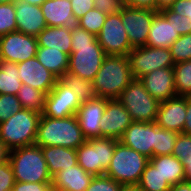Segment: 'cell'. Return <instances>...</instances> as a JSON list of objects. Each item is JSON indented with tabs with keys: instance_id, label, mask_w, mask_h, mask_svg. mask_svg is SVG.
<instances>
[{
	"instance_id": "6da1fadb",
	"label": "cell",
	"mask_w": 191,
	"mask_h": 191,
	"mask_svg": "<svg viewBox=\"0 0 191 191\" xmlns=\"http://www.w3.org/2000/svg\"><path fill=\"white\" fill-rule=\"evenodd\" d=\"M71 38L67 73L93 81L106 56L97 36L76 24L71 26Z\"/></svg>"
},
{
	"instance_id": "7a4b0ae2",
	"label": "cell",
	"mask_w": 191,
	"mask_h": 191,
	"mask_svg": "<svg viewBox=\"0 0 191 191\" xmlns=\"http://www.w3.org/2000/svg\"><path fill=\"white\" fill-rule=\"evenodd\" d=\"M86 140L76 115L65 118L41 115L35 140L39 147L59 146L76 150Z\"/></svg>"
},
{
	"instance_id": "3957f363",
	"label": "cell",
	"mask_w": 191,
	"mask_h": 191,
	"mask_svg": "<svg viewBox=\"0 0 191 191\" xmlns=\"http://www.w3.org/2000/svg\"><path fill=\"white\" fill-rule=\"evenodd\" d=\"M134 79L127 55H106L92 83L96 97L117 99Z\"/></svg>"
},
{
	"instance_id": "277c9868",
	"label": "cell",
	"mask_w": 191,
	"mask_h": 191,
	"mask_svg": "<svg viewBox=\"0 0 191 191\" xmlns=\"http://www.w3.org/2000/svg\"><path fill=\"white\" fill-rule=\"evenodd\" d=\"M9 161L15 181L52 183L42 149L36 144L10 150Z\"/></svg>"
},
{
	"instance_id": "5b68a950",
	"label": "cell",
	"mask_w": 191,
	"mask_h": 191,
	"mask_svg": "<svg viewBox=\"0 0 191 191\" xmlns=\"http://www.w3.org/2000/svg\"><path fill=\"white\" fill-rule=\"evenodd\" d=\"M148 162L149 158L118 141L104 175L123 187H136Z\"/></svg>"
},
{
	"instance_id": "8992f818",
	"label": "cell",
	"mask_w": 191,
	"mask_h": 191,
	"mask_svg": "<svg viewBox=\"0 0 191 191\" xmlns=\"http://www.w3.org/2000/svg\"><path fill=\"white\" fill-rule=\"evenodd\" d=\"M41 115L22 108L0 123V140L9 150L35 144Z\"/></svg>"
},
{
	"instance_id": "52a82bcc",
	"label": "cell",
	"mask_w": 191,
	"mask_h": 191,
	"mask_svg": "<svg viewBox=\"0 0 191 191\" xmlns=\"http://www.w3.org/2000/svg\"><path fill=\"white\" fill-rule=\"evenodd\" d=\"M117 99L133 121H156L160 102L149 94L139 79L129 83Z\"/></svg>"
},
{
	"instance_id": "ba28073f",
	"label": "cell",
	"mask_w": 191,
	"mask_h": 191,
	"mask_svg": "<svg viewBox=\"0 0 191 191\" xmlns=\"http://www.w3.org/2000/svg\"><path fill=\"white\" fill-rule=\"evenodd\" d=\"M118 141L106 137L87 139L76 149L78 164L94 176L104 175L110 165Z\"/></svg>"
},
{
	"instance_id": "9c48e42d",
	"label": "cell",
	"mask_w": 191,
	"mask_h": 191,
	"mask_svg": "<svg viewBox=\"0 0 191 191\" xmlns=\"http://www.w3.org/2000/svg\"><path fill=\"white\" fill-rule=\"evenodd\" d=\"M134 78L139 79L156 69L175 65L168 48L142 46L133 48L127 55Z\"/></svg>"
},
{
	"instance_id": "30bf717a",
	"label": "cell",
	"mask_w": 191,
	"mask_h": 191,
	"mask_svg": "<svg viewBox=\"0 0 191 191\" xmlns=\"http://www.w3.org/2000/svg\"><path fill=\"white\" fill-rule=\"evenodd\" d=\"M158 11L124 6L121 20L132 48L146 46L150 26Z\"/></svg>"
},
{
	"instance_id": "8fae6325",
	"label": "cell",
	"mask_w": 191,
	"mask_h": 191,
	"mask_svg": "<svg viewBox=\"0 0 191 191\" xmlns=\"http://www.w3.org/2000/svg\"><path fill=\"white\" fill-rule=\"evenodd\" d=\"M121 20V12L107 15L97 40L106 55H128L133 49Z\"/></svg>"
},
{
	"instance_id": "7c38bea8",
	"label": "cell",
	"mask_w": 191,
	"mask_h": 191,
	"mask_svg": "<svg viewBox=\"0 0 191 191\" xmlns=\"http://www.w3.org/2000/svg\"><path fill=\"white\" fill-rule=\"evenodd\" d=\"M82 102L79 100L74 90L69 88L60 79L46 95L43 116L50 118H65L76 115Z\"/></svg>"
},
{
	"instance_id": "4fadbf2b",
	"label": "cell",
	"mask_w": 191,
	"mask_h": 191,
	"mask_svg": "<svg viewBox=\"0 0 191 191\" xmlns=\"http://www.w3.org/2000/svg\"><path fill=\"white\" fill-rule=\"evenodd\" d=\"M37 38L19 31L0 37V60L19 63L36 57Z\"/></svg>"
},
{
	"instance_id": "5bb4252c",
	"label": "cell",
	"mask_w": 191,
	"mask_h": 191,
	"mask_svg": "<svg viewBox=\"0 0 191 191\" xmlns=\"http://www.w3.org/2000/svg\"><path fill=\"white\" fill-rule=\"evenodd\" d=\"M156 122L133 121L119 141L147 158L154 157Z\"/></svg>"
},
{
	"instance_id": "9a60e30c",
	"label": "cell",
	"mask_w": 191,
	"mask_h": 191,
	"mask_svg": "<svg viewBox=\"0 0 191 191\" xmlns=\"http://www.w3.org/2000/svg\"><path fill=\"white\" fill-rule=\"evenodd\" d=\"M101 138L119 140L124 131L133 122L130 114L118 99H107L103 117L101 118Z\"/></svg>"
},
{
	"instance_id": "2e32d148",
	"label": "cell",
	"mask_w": 191,
	"mask_h": 191,
	"mask_svg": "<svg viewBox=\"0 0 191 191\" xmlns=\"http://www.w3.org/2000/svg\"><path fill=\"white\" fill-rule=\"evenodd\" d=\"M106 106V98L95 97L83 102L76 112L79 126L86 139L101 138V118Z\"/></svg>"
},
{
	"instance_id": "e0dca14e",
	"label": "cell",
	"mask_w": 191,
	"mask_h": 191,
	"mask_svg": "<svg viewBox=\"0 0 191 191\" xmlns=\"http://www.w3.org/2000/svg\"><path fill=\"white\" fill-rule=\"evenodd\" d=\"M22 84L32 86L48 94L58 78L46 69L36 57L17 63Z\"/></svg>"
},
{
	"instance_id": "ac0fdd59",
	"label": "cell",
	"mask_w": 191,
	"mask_h": 191,
	"mask_svg": "<svg viewBox=\"0 0 191 191\" xmlns=\"http://www.w3.org/2000/svg\"><path fill=\"white\" fill-rule=\"evenodd\" d=\"M186 117V96H175L160 102L156 124L163 129L183 133Z\"/></svg>"
},
{
	"instance_id": "d6986e66",
	"label": "cell",
	"mask_w": 191,
	"mask_h": 191,
	"mask_svg": "<svg viewBox=\"0 0 191 191\" xmlns=\"http://www.w3.org/2000/svg\"><path fill=\"white\" fill-rule=\"evenodd\" d=\"M139 80L143 83L149 94L159 102L177 96L173 67L156 69L140 77Z\"/></svg>"
},
{
	"instance_id": "ffe728a7",
	"label": "cell",
	"mask_w": 191,
	"mask_h": 191,
	"mask_svg": "<svg viewBox=\"0 0 191 191\" xmlns=\"http://www.w3.org/2000/svg\"><path fill=\"white\" fill-rule=\"evenodd\" d=\"M14 5L17 31L36 37L47 27L40 6L29 4L25 0H15Z\"/></svg>"
},
{
	"instance_id": "44dd1931",
	"label": "cell",
	"mask_w": 191,
	"mask_h": 191,
	"mask_svg": "<svg viewBox=\"0 0 191 191\" xmlns=\"http://www.w3.org/2000/svg\"><path fill=\"white\" fill-rule=\"evenodd\" d=\"M93 177L77 164L53 175L51 185L54 191H85Z\"/></svg>"
},
{
	"instance_id": "7402d4cb",
	"label": "cell",
	"mask_w": 191,
	"mask_h": 191,
	"mask_svg": "<svg viewBox=\"0 0 191 191\" xmlns=\"http://www.w3.org/2000/svg\"><path fill=\"white\" fill-rule=\"evenodd\" d=\"M40 7L47 26L76 25L70 0H45Z\"/></svg>"
},
{
	"instance_id": "603a6c76",
	"label": "cell",
	"mask_w": 191,
	"mask_h": 191,
	"mask_svg": "<svg viewBox=\"0 0 191 191\" xmlns=\"http://www.w3.org/2000/svg\"><path fill=\"white\" fill-rule=\"evenodd\" d=\"M172 22H169L159 11L154 15L146 46L153 48H168L179 37Z\"/></svg>"
},
{
	"instance_id": "cb8c5ba5",
	"label": "cell",
	"mask_w": 191,
	"mask_h": 191,
	"mask_svg": "<svg viewBox=\"0 0 191 191\" xmlns=\"http://www.w3.org/2000/svg\"><path fill=\"white\" fill-rule=\"evenodd\" d=\"M38 47H49L71 54V27L47 26L37 36Z\"/></svg>"
},
{
	"instance_id": "d4e9b609",
	"label": "cell",
	"mask_w": 191,
	"mask_h": 191,
	"mask_svg": "<svg viewBox=\"0 0 191 191\" xmlns=\"http://www.w3.org/2000/svg\"><path fill=\"white\" fill-rule=\"evenodd\" d=\"M41 149L47 163L48 172L51 176L61 170L78 164L75 149L59 146H47L41 147Z\"/></svg>"
},
{
	"instance_id": "484cf974",
	"label": "cell",
	"mask_w": 191,
	"mask_h": 191,
	"mask_svg": "<svg viewBox=\"0 0 191 191\" xmlns=\"http://www.w3.org/2000/svg\"><path fill=\"white\" fill-rule=\"evenodd\" d=\"M149 161L158 169V172L172 186L185 181L184 166L182 162L173 155H159L152 157Z\"/></svg>"
},
{
	"instance_id": "4316f807",
	"label": "cell",
	"mask_w": 191,
	"mask_h": 191,
	"mask_svg": "<svg viewBox=\"0 0 191 191\" xmlns=\"http://www.w3.org/2000/svg\"><path fill=\"white\" fill-rule=\"evenodd\" d=\"M36 58L58 79H61L68 71L69 55L49 47H38Z\"/></svg>"
},
{
	"instance_id": "83f0119b",
	"label": "cell",
	"mask_w": 191,
	"mask_h": 191,
	"mask_svg": "<svg viewBox=\"0 0 191 191\" xmlns=\"http://www.w3.org/2000/svg\"><path fill=\"white\" fill-rule=\"evenodd\" d=\"M21 85L17 63L0 60V94L16 95Z\"/></svg>"
},
{
	"instance_id": "f1b7e54d",
	"label": "cell",
	"mask_w": 191,
	"mask_h": 191,
	"mask_svg": "<svg viewBox=\"0 0 191 191\" xmlns=\"http://www.w3.org/2000/svg\"><path fill=\"white\" fill-rule=\"evenodd\" d=\"M46 93L33 88L27 84H22L16 94L23 109L41 113L44 110Z\"/></svg>"
},
{
	"instance_id": "f546056e",
	"label": "cell",
	"mask_w": 191,
	"mask_h": 191,
	"mask_svg": "<svg viewBox=\"0 0 191 191\" xmlns=\"http://www.w3.org/2000/svg\"><path fill=\"white\" fill-rule=\"evenodd\" d=\"M136 187L140 191H169L171 185L163 179L158 169L149 161Z\"/></svg>"
},
{
	"instance_id": "4dcf8cb0",
	"label": "cell",
	"mask_w": 191,
	"mask_h": 191,
	"mask_svg": "<svg viewBox=\"0 0 191 191\" xmlns=\"http://www.w3.org/2000/svg\"><path fill=\"white\" fill-rule=\"evenodd\" d=\"M173 69L177 96L191 97V60L176 63Z\"/></svg>"
},
{
	"instance_id": "1f68e13d",
	"label": "cell",
	"mask_w": 191,
	"mask_h": 191,
	"mask_svg": "<svg viewBox=\"0 0 191 191\" xmlns=\"http://www.w3.org/2000/svg\"><path fill=\"white\" fill-rule=\"evenodd\" d=\"M64 84L74 90L79 100L83 103L96 97L92 81L66 73L61 79Z\"/></svg>"
},
{
	"instance_id": "d6a6232c",
	"label": "cell",
	"mask_w": 191,
	"mask_h": 191,
	"mask_svg": "<svg viewBox=\"0 0 191 191\" xmlns=\"http://www.w3.org/2000/svg\"><path fill=\"white\" fill-rule=\"evenodd\" d=\"M179 133L160 128L156 124V140L154 145V157L159 155H172L175 140Z\"/></svg>"
},
{
	"instance_id": "836d02e7",
	"label": "cell",
	"mask_w": 191,
	"mask_h": 191,
	"mask_svg": "<svg viewBox=\"0 0 191 191\" xmlns=\"http://www.w3.org/2000/svg\"><path fill=\"white\" fill-rule=\"evenodd\" d=\"M107 14L100 12L96 8L89 10L84 16H82L76 24L85 29L86 31L97 36L106 20Z\"/></svg>"
},
{
	"instance_id": "e575fe53",
	"label": "cell",
	"mask_w": 191,
	"mask_h": 191,
	"mask_svg": "<svg viewBox=\"0 0 191 191\" xmlns=\"http://www.w3.org/2000/svg\"><path fill=\"white\" fill-rule=\"evenodd\" d=\"M169 50L175 64L191 60V33L179 36Z\"/></svg>"
},
{
	"instance_id": "d590c367",
	"label": "cell",
	"mask_w": 191,
	"mask_h": 191,
	"mask_svg": "<svg viewBox=\"0 0 191 191\" xmlns=\"http://www.w3.org/2000/svg\"><path fill=\"white\" fill-rule=\"evenodd\" d=\"M14 2L0 4V37L17 31Z\"/></svg>"
},
{
	"instance_id": "8d00e7d4",
	"label": "cell",
	"mask_w": 191,
	"mask_h": 191,
	"mask_svg": "<svg viewBox=\"0 0 191 191\" xmlns=\"http://www.w3.org/2000/svg\"><path fill=\"white\" fill-rule=\"evenodd\" d=\"M22 106L16 95L0 94V123L6 121L11 115L19 112Z\"/></svg>"
},
{
	"instance_id": "74e56055",
	"label": "cell",
	"mask_w": 191,
	"mask_h": 191,
	"mask_svg": "<svg viewBox=\"0 0 191 191\" xmlns=\"http://www.w3.org/2000/svg\"><path fill=\"white\" fill-rule=\"evenodd\" d=\"M172 25L180 36L191 33V22L189 17L181 16L180 14L172 12L169 8L159 11Z\"/></svg>"
},
{
	"instance_id": "f35d334b",
	"label": "cell",
	"mask_w": 191,
	"mask_h": 191,
	"mask_svg": "<svg viewBox=\"0 0 191 191\" xmlns=\"http://www.w3.org/2000/svg\"><path fill=\"white\" fill-rule=\"evenodd\" d=\"M124 187L106 175L94 176L85 191H121Z\"/></svg>"
},
{
	"instance_id": "ab89813d",
	"label": "cell",
	"mask_w": 191,
	"mask_h": 191,
	"mask_svg": "<svg viewBox=\"0 0 191 191\" xmlns=\"http://www.w3.org/2000/svg\"><path fill=\"white\" fill-rule=\"evenodd\" d=\"M172 155L178 158L181 162L185 157L191 156V136L179 133L174 144Z\"/></svg>"
},
{
	"instance_id": "60d3db41",
	"label": "cell",
	"mask_w": 191,
	"mask_h": 191,
	"mask_svg": "<svg viewBox=\"0 0 191 191\" xmlns=\"http://www.w3.org/2000/svg\"><path fill=\"white\" fill-rule=\"evenodd\" d=\"M94 8L107 15L120 13L125 6L124 0H93Z\"/></svg>"
},
{
	"instance_id": "b9f144b4",
	"label": "cell",
	"mask_w": 191,
	"mask_h": 191,
	"mask_svg": "<svg viewBox=\"0 0 191 191\" xmlns=\"http://www.w3.org/2000/svg\"><path fill=\"white\" fill-rule=\"evenodd\" d=\"M15 182L10 161L0 165V191H12Z\"/></svg>"
},
{
	"instance_id": "7bdbcfd3",
	"label": "cell",
	"mask_w": 191,
	"mask_h": 191,
	"mask_svg": "<svg viewBox=\"0 0 191 191\" xmlns=\"http://www.w3.org/2000/svg\"><path fill=\"white\" fill-rule=\"evenodd\" d=\"M12 191H54L51 183H32L16 181Z\"/></svg>"
},
{
	"instance_id": "ee69618b",
	"label": "cell",
	"mask_w": 191,
	"mask_h": 191,
	"mask_svg": "<svg viewBox=\"0 0 191 191\" xmlns=\"http://www.w3.org/2000/svg\"><path fill=\"white\" fill-rule=\"evenodd\" d=\"M74 15V20L77 22L89 10L94 8L93 0H70Z\"/></svg>"
},
{
	"instance_id": "f6af8a7d",
	"label": "cell",
	"mask_w": 191,
	"mask_h": 191,
	"mask_svg": "<svg viewBox=\"0 0 191 191\" xmlns=\"http://www.w3.org/2000/svg\"><path fill=\"white\" fill-rule=\"evenodd\" d=\"M169 9L181 16L189 17L191 22V0H175Z\"/></svg>"
},
{
	"instance_id": "bcb514c9",
	"label": "cell",
	"mask_w": 191,
	"mask_h": 191,
	"mask_svg": "<svg viewBox=\"0 0 191 191\" xmlns=\"http://www.w3.org/2000/svg\"><path fill=\"white\" fill-rule=\"evenodd\" d=\"M125 5L132 8H146L157 11V0H124Z\"/></svg>"
},
{
	"instance_id": "7dc6e473",
	"label": "cell",
	"mask_w": 191,
	"mask_h": 191,
	"mask_svg": "<svg viewBox=\"0 0 191 191\" xmlns=\"http://www.w3.org/2000/svg\"><path fill=\"white\" fill-rule=\"evenodd\" d=\"M183 133L191 136V97H186V117Z\"/></svg>"
},
{
	"instance_id": "c3c4849f",
	"label": "cell",
	"mask_w": 191,
	"mask_h": 191,
	"mask_svg": "<svg viewBox=\"0 0 191 191\" xmlns=\"http://www.w3.org/2000/svg\"><path fill=\"white\" fill-rule=\"evenodd\" d=\"M184 166L185 181L191 182V156H187L182 161Z\"/></svg>"
},
{
	"instance_id": "681fc988",
	"label": "cell",
	"mask_w": 191,
	"mask_h": 191,
	"mask_svg": "<svg viewBox=\"0 0 191 191\" xmlns=\"http://www.w3.org/2000/svg\"><path fill=\"white\" fill-rule=\"evenodd\" d=\"M10 150L6 145L0 140V165L9 161Z\"/></svg>"
},
{
	"instance_id": "f907efd6",
	"label": "cell",
	"mask_w": 191,
	"mask_h": 191,
	"mask_svg": "<svg viewBox=\"0 0 191 191\" xmlns=\"http://www.w3.org/2000/svg\"><path fill=\"white\" fill-rule=\"evenodd\" d=\"M169 191H191V182H179L176 185H172Z\"/></svg>"
},
{
	"instance_id": "816d5d0a",
	"label": "cell",
	"mask_w": 191,
	"mask_h": 191,
	"mask_svg": "<svg viewBox=\"0 0 191 191\" xmlns=\"http://www.w3.org/2000/svg\"><path fill=\"white\" fill-rule=\"evenodd\" d=\"M175 0H157V11L169 8Z\"/></svg>"
},
{
	"instance_id": "f5cc1de1",
	"label": "cell",
	"mask_w": 191,
	"mask_h": 191,
	"mask_svg": "<svg viewBox=\"0 0 191 191\" xmlns=\"http://www.w3.org/2000/svg\"><path fill=\"white\" fill-rule=\"evenodd\" d=\"M27 3L32 4V5H37V6H41L42 3L45 0H25Z\"/></svg>"
},
{
	"instance_id": "db71d44e",
	"label": "cell",
	"mask_w": 191,
	"mask_h": 191,
	"mask_svg": "<svg viewBox=\"0 0 191 191\" xmlns=\"http://www.w3.org/2000/svg\"><path fill=\"white\" fill-rule=\"evenodd\" d=\"M121 191H140L137 187H124Z\"/></svg>"
},
{
	"instance_id": "11a10c76",
	"label": "cell",
	"mask_w": 191,
	"mask_h": 191,
	"mask_svg": "<svg viewBox=\"0 0 191 191\" xmlns=\"http://www.w3.org/2000/svg\"><path fill=\"white\" fill-rule=\"evenodd\" d=\"M15 0H0V4L14 2Z\"/></svg>"
}]
</instances>
